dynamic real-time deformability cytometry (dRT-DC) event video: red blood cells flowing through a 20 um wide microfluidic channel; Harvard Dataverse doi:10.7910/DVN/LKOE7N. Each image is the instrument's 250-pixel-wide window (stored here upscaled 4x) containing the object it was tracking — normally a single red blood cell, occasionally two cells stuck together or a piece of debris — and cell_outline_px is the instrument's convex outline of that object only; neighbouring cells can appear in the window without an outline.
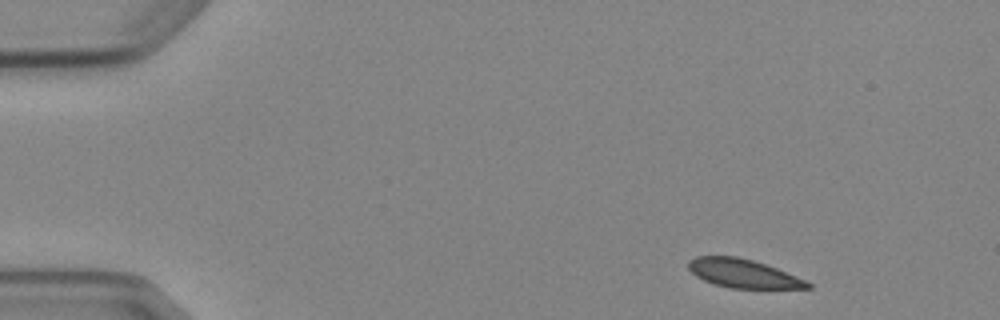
{"species": "Egyptian fruit bat (a non-hibernating species)", "species_latin": "Rousettus aegyptiacus", "temperature_condition": "cold", "stored_images_in_passage": 7, "camera_frame_rate_fps": 3000, "um_per_image_px": 0.085, "animal": {"sex": "female"}, "frame": {"image": 1, "passage_image": 1, "time_ms": 0.0, "image_size_px": [1000, 320], "cell_outline_px": [[812, 288], [728, 288], [704, 280], [696, 276], [688, 268], [688, 260], [696, 256], [736, 256], [752, 260], [776, 268], [804, 280], [812, 284]], "centroid_in_image_um": [63.13, 23.24], "position_along_channel_um": 21.9, "area_um2": 19.59}}
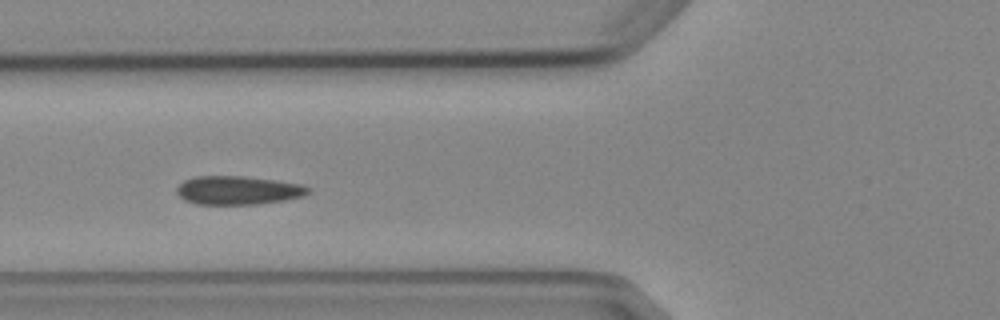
{"frame": {"image": 2, "passage_image": 5, "time_ms": 4.667, "image_size_px": [1000, 320], "cell_outline_px": [[312, 188], [304, 196], [284, 200], [256, 204], [196, 204], [184, 200], [176, 192], [176, 188], [184, 180], [192, 176], [244, 176], [276, 180], [300, 184]], "centroid_in_image_um": [20.21, 16.17], "position_along_channel_um": 105.6, "area_um2": 21.96}}